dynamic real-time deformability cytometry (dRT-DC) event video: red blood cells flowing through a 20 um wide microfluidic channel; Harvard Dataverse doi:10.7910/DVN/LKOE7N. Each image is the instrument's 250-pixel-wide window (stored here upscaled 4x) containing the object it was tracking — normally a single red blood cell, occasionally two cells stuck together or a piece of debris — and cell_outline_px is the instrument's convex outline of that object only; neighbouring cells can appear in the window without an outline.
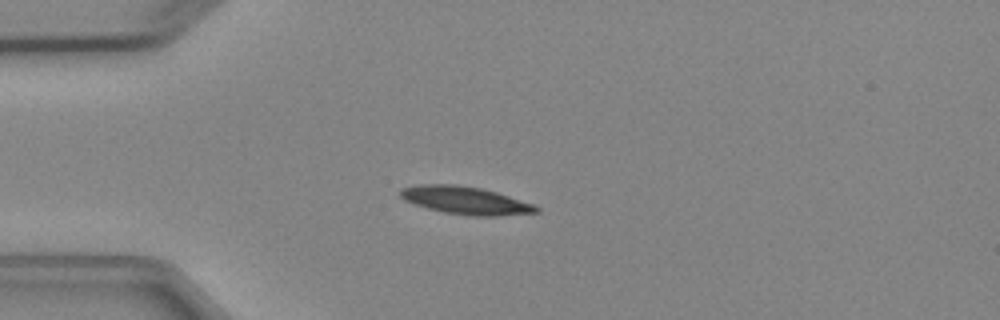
{"species": "Egyptian fruit bat (a non-hibernating species)", "species_latin": "Rousettus aegyptiacus", "temperature_condition": "cold", "stored_images_in_passage": 5, "camera_frame_rate_fps": 3000, "um_per_image_px": 0.085, "animal": {"sex": "female"}, "frame": {"image": 1, "passage_image": 3, "time_ms": 3.0, "image_size_px": [1000, 320], "cell_outline_px": [[540, 212], [500, 216], [472, 216], [444, 212], [428, 208], [404, 200], [400, 196], [400, 188], [420, 184], [460, 184], [480, 188], [496, 192], [532, 204], [540, 208]], "centroid_in_image_um": [39.56, 17.03], "position_along_channel_um": 45.4, "area_um2": 21.91}}
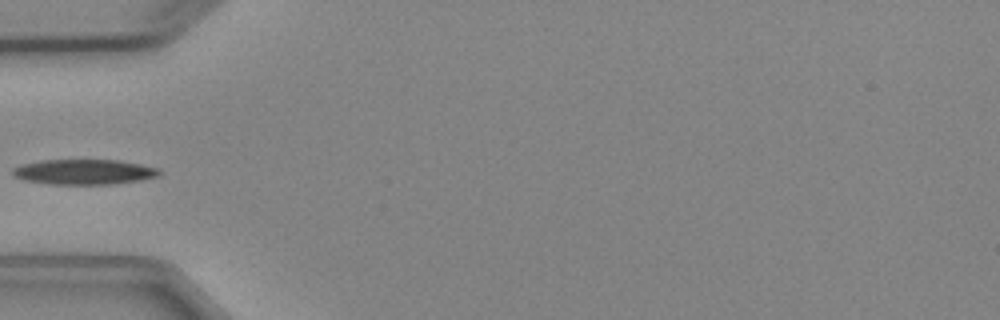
{"frame": {"image": 2, "passage_image": 4, "time_ms": 4.333, "image_size_px": [1000, 320], "cell_outline_px": [[164, 172], [160, 176], [140, 180], [112, 184], [48, 184], [24, 180], [16, 176], [12, 172], [12, 168], [20, 164], [40, 160], [120, 160], [160, 168]], "centroid_in_image_um": [7.19, 14.6], "position_along_channel_um": 77.8, "area_um2": 21.73}}